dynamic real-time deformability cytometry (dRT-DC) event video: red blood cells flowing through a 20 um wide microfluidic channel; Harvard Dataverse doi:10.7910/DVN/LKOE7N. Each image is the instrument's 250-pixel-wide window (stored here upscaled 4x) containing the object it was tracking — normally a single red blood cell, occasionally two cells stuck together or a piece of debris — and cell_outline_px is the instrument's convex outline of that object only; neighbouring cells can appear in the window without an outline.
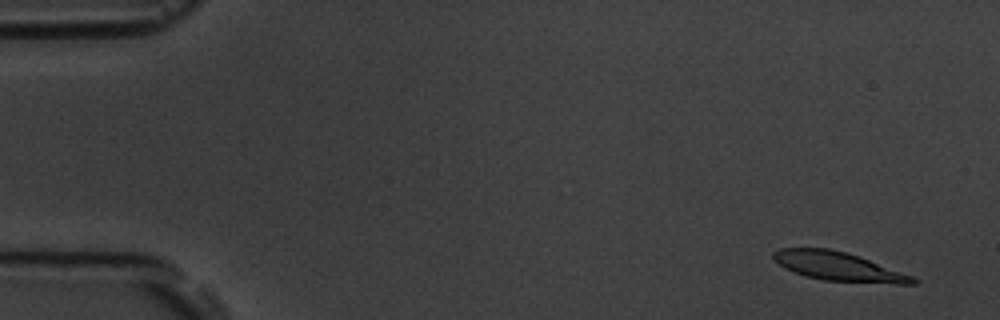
{"species": "common noctule bat (a hibernating species)", "species_latin": "Nyctalus noctula", "temperature_condition": "room temperature", "stored_images_in_passage": 54, "camera_frame_rate_fps": 3000, "um_per_image_px": 0.085, "animal": {"sex": "male", "body_mass_g": 19.5, "forearm_length_mm": 54.6}, "frame": {"image": 1, "passage_image": 2, "time_ms": 0.333, "image_size_px": [1000, 320], "cell_outline_px": [[920, 280], [916, 284], [896, 284], [824, 280], [808, 276], [784, 268], [772, 256], [772, 252], [780, 248], [828, 248], [848, 252], [860, 256], [912, 276]], "centroid_in_image_um": [71.3, 22.64], "position_along_channel_um": 13.7, "area_um2": 23.29}}
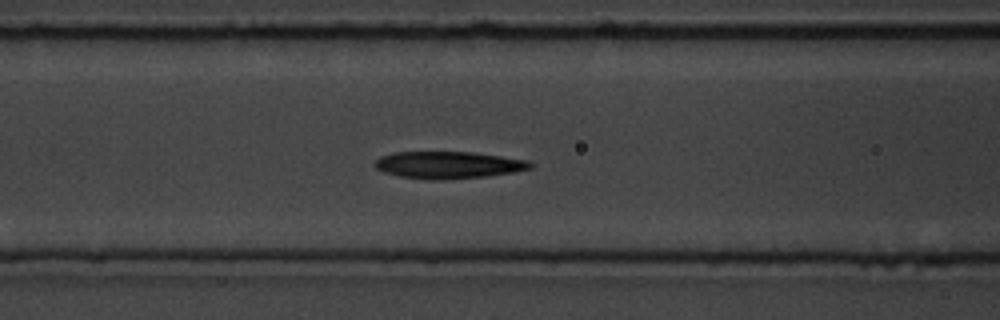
{"frame": {"image": 2, "passage_image": 21, "time_ms": 6.667, "image_size_px": [1000, 320], "cell_outline_px": [[536, 164], [532, 168], [516, 172], [488, 176], [436, 180], [432, 180], [400, 176], [384, 172], [376, 168], [372, 164], [380, 156], [392, 152], [472, 152], [500, 156], [524, 160]], "centroid_in_image_um": [38.1, 14.02], "position_along_channel_um": 128.5, "area_um2": 24.57}}
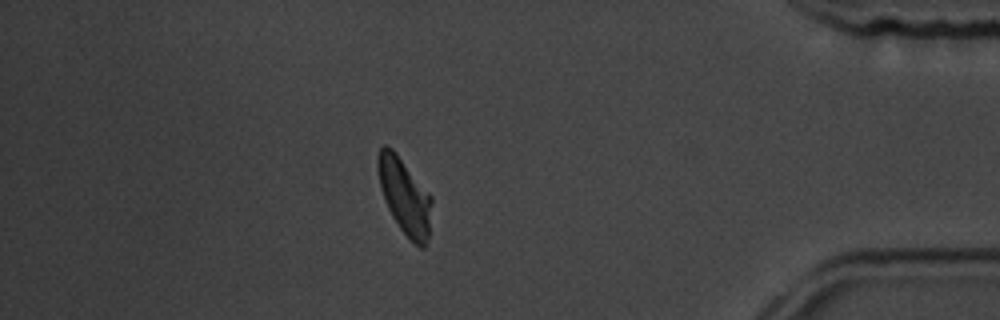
{"frame": {"image": 3, "passage_image": 46, "time_ms": 15.0, "image_size_px": [1000, 320], "cell_outline_px": [[432, 200], [428, 236], [424, 248], [420, 248], [400, 228], [392, 216], [388, 208], [380, 188], [376, 168], [376, 156], [380, 148], [384, 144], [392, 148], [396, 152], [432, 196]], "centroid_in_image_um": [34.36, 16.61], "position_along_channel_um": 400.8, "area_um2": 23.76}, "authors_computed_cell_mechanics": {"area_um2": 24.3916, "velocity_mm_per_s": 3.7506, "shape_relaxation_time_tau1_ms": 4.8595, "shape_relaxation_time_tau2_ms": 2.8951, "deformation_change_tau1": 0.1762, "deformation_change_tau2": 0.0991}}